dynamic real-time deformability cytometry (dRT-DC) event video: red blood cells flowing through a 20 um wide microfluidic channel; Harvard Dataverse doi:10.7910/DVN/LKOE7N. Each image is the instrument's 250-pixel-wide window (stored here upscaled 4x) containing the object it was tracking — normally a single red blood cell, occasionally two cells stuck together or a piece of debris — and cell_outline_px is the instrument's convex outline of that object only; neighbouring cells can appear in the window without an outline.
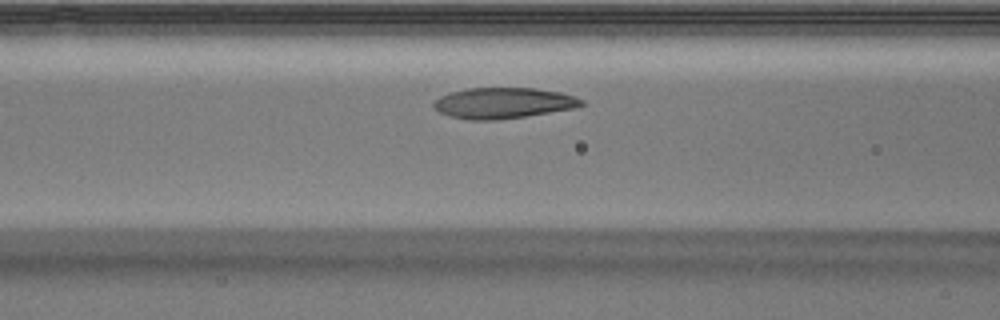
{"species": "Egyptian fruit bat (a non-hibernating species)", "species_latin": "Rousettus aegyptiacus", "temperature_condition": "warm", "stored_images_in_passage": 36, "camera_frame_rate_fps": 3000, "um_per_image_px": 0.085, "animal": {"sex": "male"}, "frame": {"image": 1, "passage_image": 12, "time_ms": 3.667, "image_size_px": [1000, 320], "cell_outline_px": [[584, 104], [576, 108], [524, 116], [496, 120], [468, 120], [448, 116], [440, 112], [432, 104], [440, 96], [448, 92], [468, 88], [536, 88], [560, 92], [584, 100]], "centroid_in_image_um": [42.76, 8.75], "position_along_channel_um": 123.8, "area_um2": 26.53}}
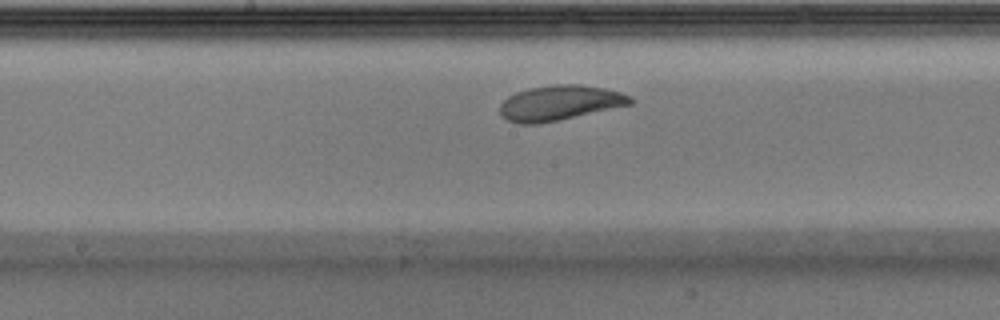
{"frame": {"image": 2, "passage_image": 18, "time_ms": 5.667, "image_size_px": [1000, 320], "cell_outline_px": [[636, 100], [632, 104], [556, 120], [536, 124], [516, 124], [508, 120], [500, 112], [500, 104], [508, 96], [516, 92], [528, 88], [556, 84], [576, 84], [604, 88], [620, 92], [632, 96]], "centroid_in_image_um": [47.58, 8.73], "position_along_channel_um": 200.6, "area_um2": 26.41}}
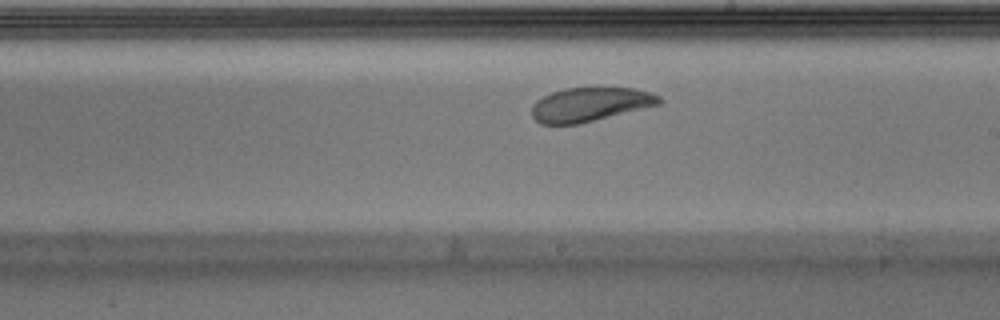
{"frame": {"image": 3, "passage_image": 21, "time_ms": 6.667, "image_size_px": [1000, 320], "cell_outline_px": [[664, 100], [660, 104], [580, 124], [540, 124], [532, 116], [532, 104], [536, 100], [552, 92], [564, 88], [632, 88], [652, 92], [660, 96]], "centroid_in_image_um": [50.16, 8.88], "position_along_channel_um": 238.8, "area_um2": 25.26}, "authors_computed_cell_mechanics": {"area_um2": 26.3857, "velocity_mm_per_s": 3.8349, "shape_relaxation_time_tau1_ms": 1.8936, "shape_relaxation_time_tau2_ms": 1.1657, "deformation_change_tau1": 0.099, "deformation_change_tau2": 0.0721}}